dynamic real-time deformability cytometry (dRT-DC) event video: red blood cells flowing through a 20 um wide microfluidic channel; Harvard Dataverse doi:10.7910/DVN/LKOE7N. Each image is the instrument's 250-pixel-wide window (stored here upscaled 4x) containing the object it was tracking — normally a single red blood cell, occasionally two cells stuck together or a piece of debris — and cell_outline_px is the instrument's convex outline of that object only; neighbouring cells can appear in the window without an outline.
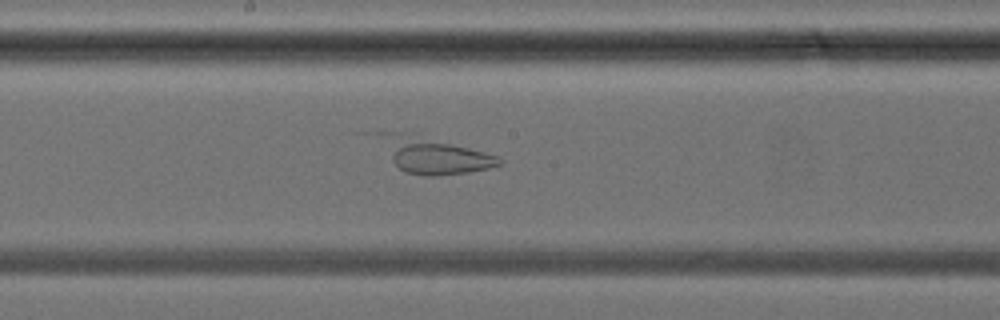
{"species": "common noctule bat (a hibernating species)", "species_latin": "Nyctalus noctula", "temperature_condition": "cold", "stored_images_in_passage": 29, "camera_frame_rate_fps": 3000, "um_per_image_px": 0.085, "animal": {"sex": "female", "body_mass_g": 24.6, "forearm_length_mm": 56.2}, "frame": {"image": 1, "passage_image": 13, "time_ms": 4.0, "image_size_px": [1000, 320], "cell_outline_px": [[504, 164], [488, 168], [468, 172], [432, 176], [424, 176], [404, 172], [364, 132], [404, 132], [500, 156], [504, 160]], "centroid_in_image_um": [36.68, 13.16], "position_along_channel_um": 211.5, "area_um2": 25.66}}